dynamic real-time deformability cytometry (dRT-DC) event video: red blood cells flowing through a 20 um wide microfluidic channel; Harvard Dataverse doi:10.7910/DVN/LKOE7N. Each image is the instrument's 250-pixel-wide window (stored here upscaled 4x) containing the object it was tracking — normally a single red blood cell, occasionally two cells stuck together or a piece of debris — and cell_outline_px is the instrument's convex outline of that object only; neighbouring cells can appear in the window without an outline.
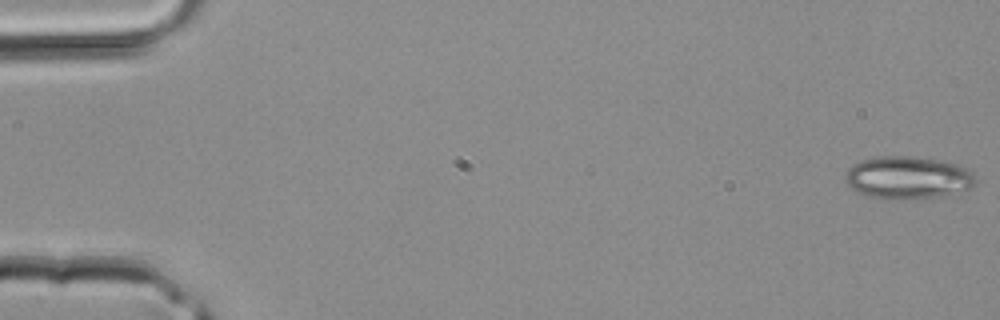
{"species": "common noctule bat (a hibernating species)", "species_latin": "Nyctalus noctula", "temperature_condition": "room temperature", "stored_images_in_passage": 40, "camera_frame_rate_fps": 3000, "um_per_image_px": 0.085, "animal": {"sex": "male", "body_mass_g": 20.4}, "frame": {"image": 1, "passage_image": 1, "time_ms": 0.0, "image_size_px": [1000, 320], "cell_outline_px": [[976, 184], [972, 188], [940, 196], [872, 196], [860, 192], [852, 188], [844, 180], [844, 176], [848, 168], [852, 164], [860, 160], [880, 156], [912, 156], [944, 160], [956, 164], [972, 172], [976, 180]], "centroid_in_image_um": [77.18, 15.03], "position_along_channel_um": 7.8, "area_um2": 31.39}}
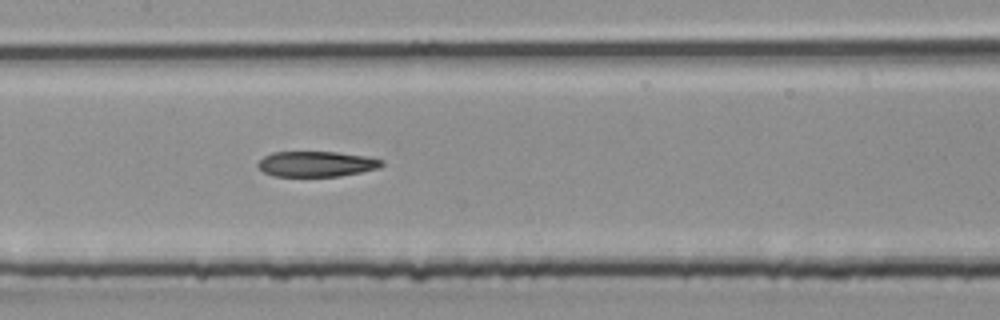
{"frame": {"image": 2, "passage_image": 20, "time_ms": 6.333, "image_size_px": [1000, 320], "cell_outline_px": [[384, 164], [380, 168], [340, 176], [272, 176], [264, 172], [256, 164], [264, 156], [272, 152], [336, 152], [368, 156], [384, 160]], "centroid_in_image_um": [26.92, 13.93], "position_along_channel_um": 180.5, "area_um2": 18.44}}
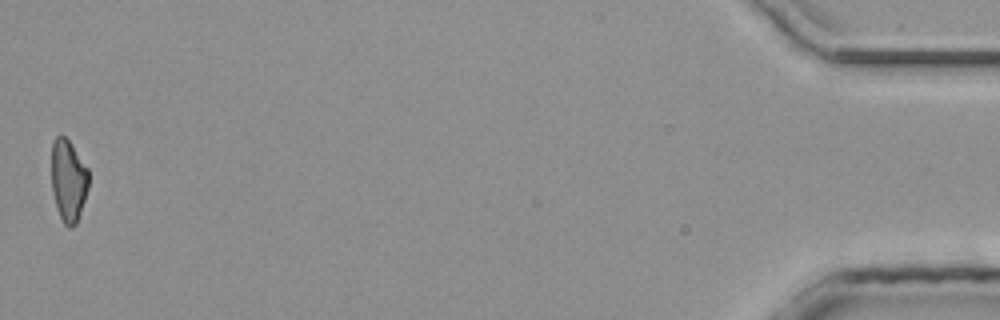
{"frame": {"image": 3, "passage_image": 40, "time_ms": 13.0, "image_size_px": [1000, 320], "cell_outline_px": [[88, 188], [76, 224], [68, 228], [64, 224], [56, 208], [52, 192], [52, 140], [56, 136], [64, 136], [72, 144], [88, 168]], "centroid_in_image_um": [5.8, 15.33], "position_along_channel_um": 429.4, "area_um2": 17.74}}